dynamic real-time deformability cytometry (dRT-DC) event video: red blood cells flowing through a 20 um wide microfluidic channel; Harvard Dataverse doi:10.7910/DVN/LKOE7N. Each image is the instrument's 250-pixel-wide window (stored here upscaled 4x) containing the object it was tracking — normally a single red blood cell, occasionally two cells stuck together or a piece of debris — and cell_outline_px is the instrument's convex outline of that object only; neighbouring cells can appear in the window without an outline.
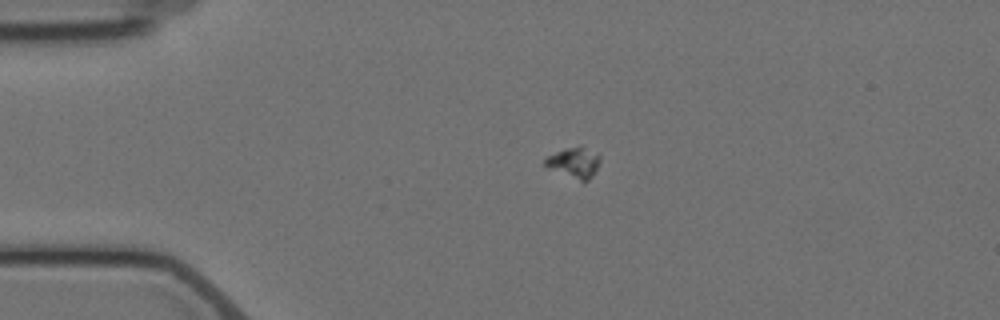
{"species": "Egyptian fruit bat (a non-hibernating species)", "species_latin": "Rousettus aegyptiacus", "temperature_condition": "cold", "stored_images_in_passage": 3, "camera_frame_rate_fps": 3000, "um_per_image_px": 0.085, "animal": {"sex": "female"}, "frame": {"image": 1, "passage_image": 1, "time_ms": 0.0, "image_size_px": [1000, 320], "cell_outline_px": [[600, 160], [592, 176], [584, 184], [548, 168], [544, 164], [544, 160], [548, 156], [564, 148], [580, 144], [596, 152], [600, 156]], "centroid_in_image_um": [48.81, 13.82], "position_along_channel_um": 36.2, "area_um2": 10.12}}